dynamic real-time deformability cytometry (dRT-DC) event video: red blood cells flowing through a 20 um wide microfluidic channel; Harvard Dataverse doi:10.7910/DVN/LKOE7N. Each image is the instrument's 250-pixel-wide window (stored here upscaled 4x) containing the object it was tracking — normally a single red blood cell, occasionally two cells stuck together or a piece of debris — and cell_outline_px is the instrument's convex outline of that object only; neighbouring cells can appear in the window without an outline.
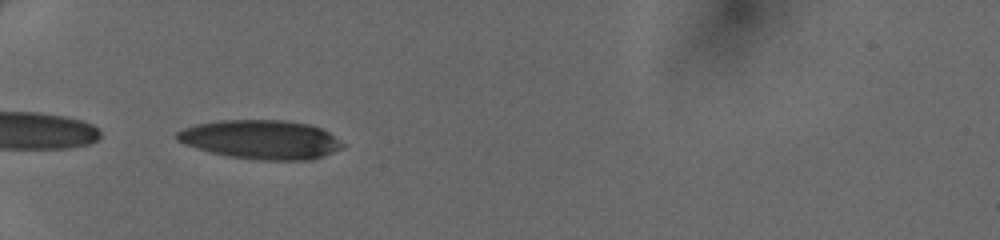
{"species": "human", "species_latin": "Homo sapiens", "temperature_condition": "cold", "stored_images_in_passage": 31, "camera_frame_rate_fps": 3000, "um_per_image_px": 0.085, "donor": {"sex": "female"}, "frame": {"image": 1, "passage_image": 1, "time_ms": 0.0, "image_size_px": [1000, 240], "cell_outline_px": [[348, 144], [344, 148], [324, 156], [312, 160], [256, 160], [228, 156], [196, 148], [184, 144], [176, 140], [176, 132], [184, 128], [196, 124], [220, 120], [284, 120], [308, 124], [320, 128], [328, 132]], "centroid_in_image_um": [22.22, 11.87], "position_along_channel_um": 62.8, "area_um2": 37.97}}
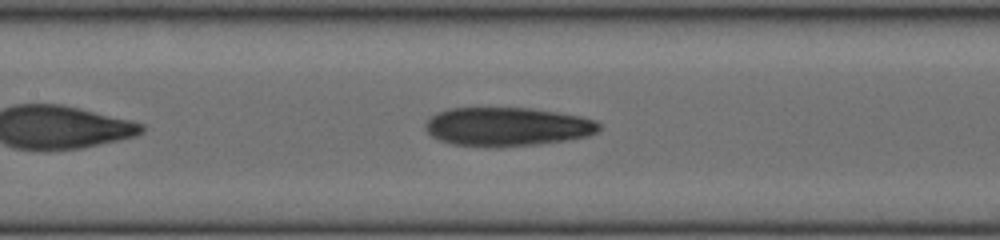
{"frame": {"image": 2, "passage_image": 9, "time_ms": 2.667, "image_size_px": [1000, 240], "cell_outline_px": [[600, 128], [596, 132], [588, 136], [540, 144], [496, 148], [492, 148], [452, 144], [440, 140], [432, 136], [424, 128], [424, 124], [436, 112], [448, 108], [528, 108], [556, 112], [580, 116], [596, 120], [600, 124]], "centroid_in_image_um": [43.08, 10.78], "position_along_channel_um": 164.3, "area_um2": 39.48}}
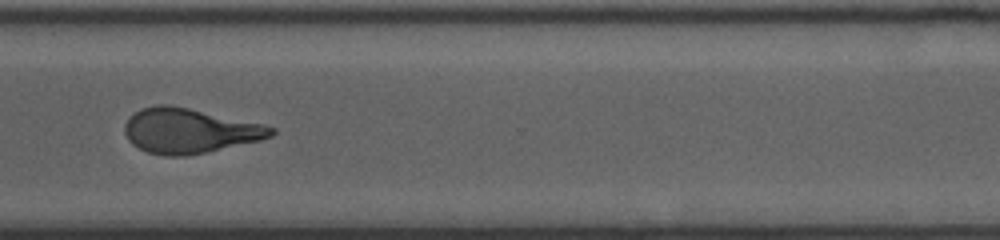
{"frame": {"image": 3, "passage_image": 22, "time_ms": 7.0, "image_size_px": [1000, 240], "cell_outline_px": [[276, 132], [272, 136], [260, 140], [204, 152], [184, 156], [164, 156], [148, 152], [132, 144], [128, 140], [124, 132], [124, 124], [128, 116], [140, 108], [156, 104], [172, 104], [264, 124], [276, 128]], "centroid_in_image_um": [16.06, 11.09], "position_along_channel_um": 354.5, "area_um2": 38.49}}